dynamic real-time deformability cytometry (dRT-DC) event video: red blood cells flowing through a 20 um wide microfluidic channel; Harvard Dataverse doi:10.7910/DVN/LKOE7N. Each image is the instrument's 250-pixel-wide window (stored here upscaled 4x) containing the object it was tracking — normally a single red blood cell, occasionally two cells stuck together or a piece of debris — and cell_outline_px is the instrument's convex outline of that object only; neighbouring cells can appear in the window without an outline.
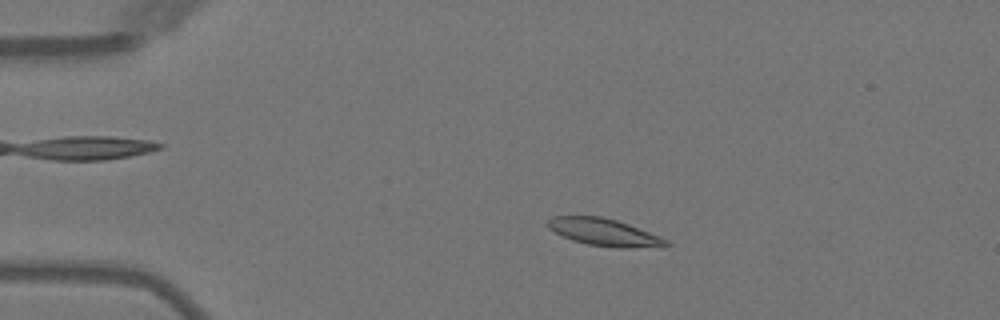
{"species": "Egyptian fruit bat (a non-hibernating species)", "species_latin": "Rousettus aegyptiacus", "temperature_condition": "warm", "stored_images_in_passage": 7, "camera_frame_rate_fps": 3000, "um_per_image_px": 0.085, "animal": {"sex": "female"}, "frame": {"image": 1, "passage_image": 3, "time_ms": 2.0, "image_size_px": [1000, 320], "cell_outline_px": [[672, 244], [628, 248], [616, 248], [588, 244], [572, 240], [548, 228], [548, 220], [552, 216], [600, 216], [616, 220], [628, 224], [660, 236], [668, 240]], "centroid_in_image_um": [51.33, 19.73], "position_along_channel_um": 33.7, "area_um2": 18.44}}
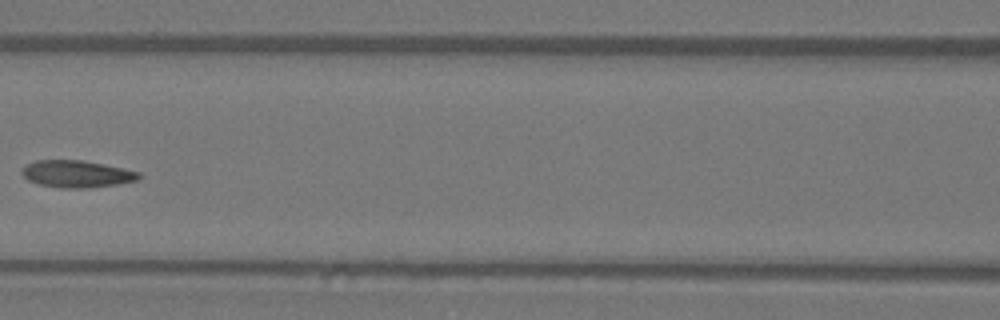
{"frame": {"image": 2, "passage_image": 6, "time_ms": 6.333, "image_size_px": [1000, 320], "cell_outline_px": [[140, 176], [136, 180], [116, 184], [88, 188], [60, 188], [40, 184], [28, 180], [20, 172], [28, 164], [36, 160], [84, 160], [140, 172]], "centroid_in_image_um": [6.5, 14.78], "position_along_channel_um": 160.1, "area_um2": 18.21}}
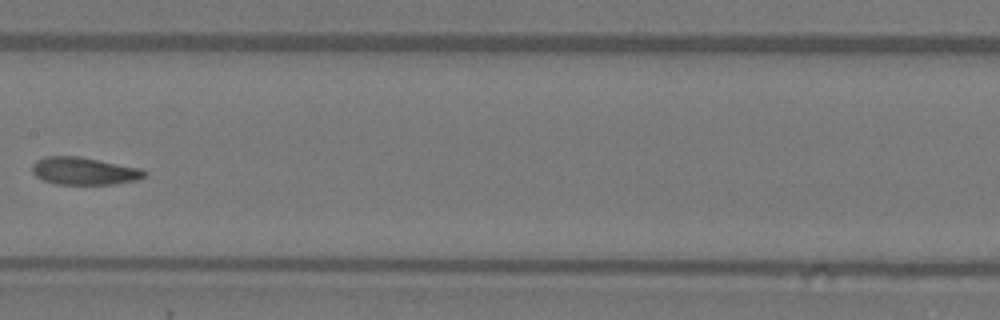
{"frame": {"image": 3, "passage_image": 7, "time_ms": 7.333, "image_size_px": [1000, 320], "cell_outline_px": [[148, 176], [136, 180], [112, 184], [52, 184], [36, 176], [32, 172], [32, 164], [36, 160], [44, 156], [80, 156], [140, 168], [148, 172]], "centroid_in_image_um": [7.14, 14.53], "position_along_channel_um": 200.3, "area_um2": 18.15}}